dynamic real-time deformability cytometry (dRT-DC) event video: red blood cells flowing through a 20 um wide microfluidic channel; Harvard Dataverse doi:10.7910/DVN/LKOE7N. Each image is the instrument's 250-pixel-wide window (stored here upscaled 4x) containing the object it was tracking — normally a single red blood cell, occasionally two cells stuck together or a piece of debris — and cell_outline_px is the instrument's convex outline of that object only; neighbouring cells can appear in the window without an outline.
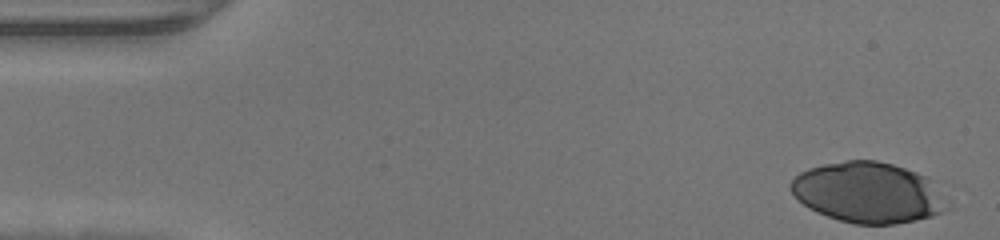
{"species": "human", "species_latin": "Homo sapiens", "temperature_condition": "warm", "stored_images_in_passage": 19, "camera_frame_rate_fps": 3000, "um_per_image_px": 0.085, "donor": {"sex": "male"}, "frame": {"image": 1, "passage_image": 1, "time_ms": 0.0, "image_size_px": [1000, 240], "cell_outline_px": [[952, 208], [944, 212], [932, 216], [916, 220], [896, 224], [852, 224], [816, 212], [808, 208], [788, 188], [788, 184], [800, 172], [808, 168], [824, 164], [848, 160], [876, 160], [892, 164], [928, 176]], "centroid_in_image_um": [73.81, 16.37], "position_along_channel_um": 11.2, "area_um2": 55.49}}
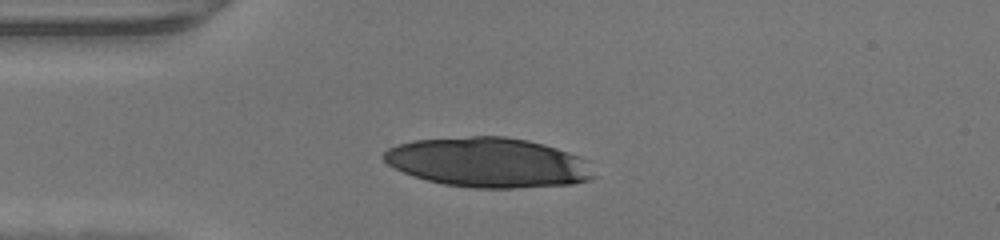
{"frame": {"image": 2, "passage_image": 11, "time_ms": 3.333, "image_size_px": [1000, 240], "cell_outline_px": [[596, 176], [592, 180], [572, 184], [512, 188], [472, 188], [444, 184], [412, 176], [388, 164], [384, 160], [384, 152], [388, 148], [396, 144], [412, 140], [472, 136], [504, 136], [528, 140], [544, 144], [580, 156]], "centroid_in_image_um": [41.49, 13.81], "position_along_channel_um": 43.5, "area_um2": 60.81}}